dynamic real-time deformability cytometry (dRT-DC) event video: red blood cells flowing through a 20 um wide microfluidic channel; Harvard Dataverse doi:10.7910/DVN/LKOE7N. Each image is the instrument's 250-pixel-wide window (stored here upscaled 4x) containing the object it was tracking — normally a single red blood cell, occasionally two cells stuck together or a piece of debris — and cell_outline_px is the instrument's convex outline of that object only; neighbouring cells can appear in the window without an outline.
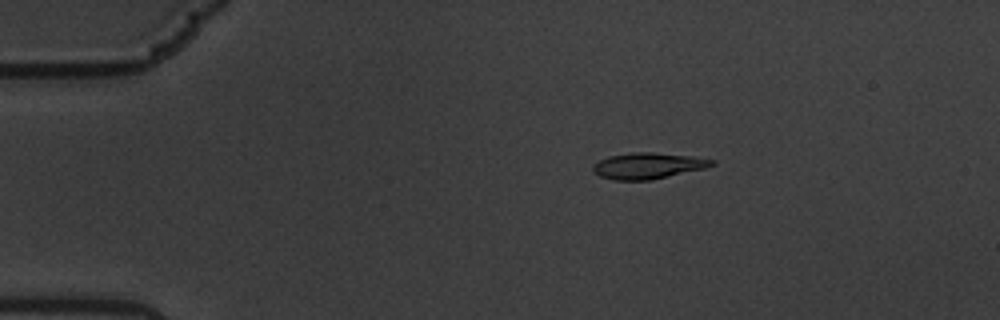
{"species": "common noctule bat (a hibernating species)", "species_latin": "Nyctalus noctula", "temperature_condition": "warm", "stored_images_in_passage": 54, "camera_frame_rate_fps": 3000, "um_per_image_px": 0.085, "animal": {"sex": "male", "body_mass_g": 19.5, "forearm_length_mm": 54.6}, "frame": {"image": 1, "passage_image": 5, "time_ms": 1.333, "image_size_px": [1000, 320], "cell_outline_px": [[716, 164], [704, 168], [652, 180], [612, 180], [600, 176], [592, 168], [600, 160], [608, 156], [632, 152], [652, 152], [692, 156], [716, 160]], "centroid_in_image_um": [55.1, 14.08], "position_along_channel_um": 29.9, "area_um2": 17.98}}
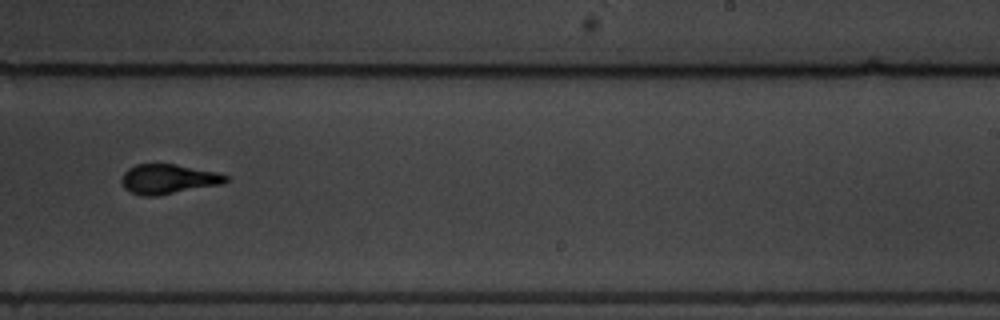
{"frame": {"image": 2, "passage_image": 32, "time_ms": 10.333, "image_size_px": [1000, 320], "cell_outline_px": [[228, 180], [224, 184], [156, 196], [144, 196], [132, 192], [124, 188], [120, 180], [124, 172], [128, 168], [136, 164], [176, 164], [216, 172], [228, 176]], "centroid_in_image_um": [14.3, 15.22], "position_along_channel_um": 274.7, "area_um2": 18.09}}
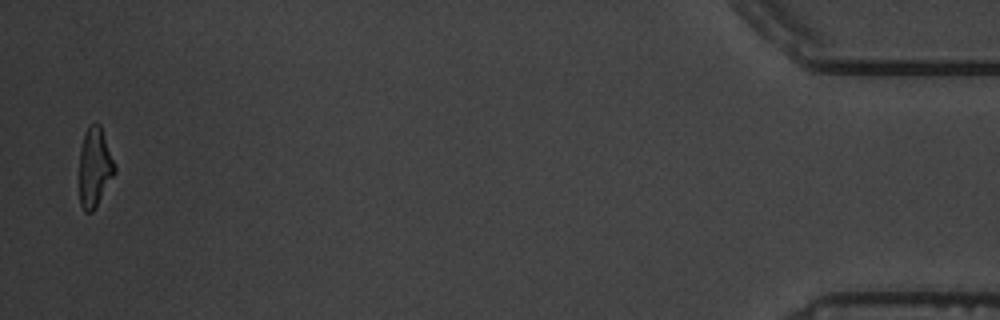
{"frame": {"image": 3, "passage_image": 53, "time_ms": 17.333, "image_size_px": [1000, 320], "cell_outline_px": [[116, 172], [92, 212], [84, 212], [80, 204], [80, 148], [84, 136], [88, 128], [96, 120], [100, 124], [116, 164]], "centroid_in_image_um": [8.07, 14.2], "position_along_channel_um": 427.1, "area_um2": 16.3}, "authors_computed_cell_mechanics": {"area_um2": 18.0336, "velocity_mm_per_s": 3.3967, "shape_relaxation_time_tau1_ms": 3.6433, "shape_relaxation_time_tau2_ms": 1.03, "deformation_change_tau1": 0.2082, "deformation_change_tau2": 0.1044}}